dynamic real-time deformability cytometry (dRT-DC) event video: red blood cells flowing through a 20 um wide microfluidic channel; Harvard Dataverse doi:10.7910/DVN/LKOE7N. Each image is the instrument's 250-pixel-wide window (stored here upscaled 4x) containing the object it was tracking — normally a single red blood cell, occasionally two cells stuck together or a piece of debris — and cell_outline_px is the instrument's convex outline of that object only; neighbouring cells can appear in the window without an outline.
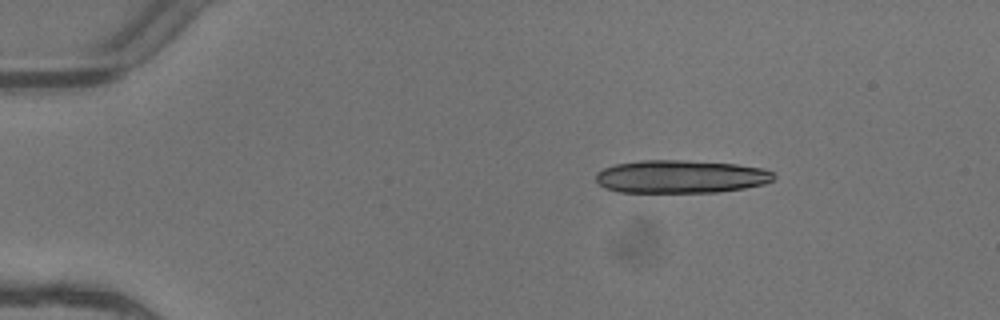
{"species": "common noctule bat (a hibernating species)", "species_latin": "Nyctalus noctula", "temperature_condition": "warm", "stored_images_in_passage": 4, "camera_frame_rate_fps": 3000, "um_per_image_px": 0.085, "animal": {"sex": "female"}, "frame": {"image": 1, "passage_image": 1, "time_ms": 0.0, "image_size_px": [1000, 320], "cell_outline_px": [[776, 176], [772, 180], [764, 184], [744, 188], [720, 192], [616, 192], [604, 188], [596, 180], [596, 172], [604, 168], [616, 164], [640, 160], [680, 160], [736, 164], [764, 168], [772, 172]], "centroid_in_image_um": [57.86, 15.01], "position_along_channel_um": 27.1, "area_um2": 34.33}}
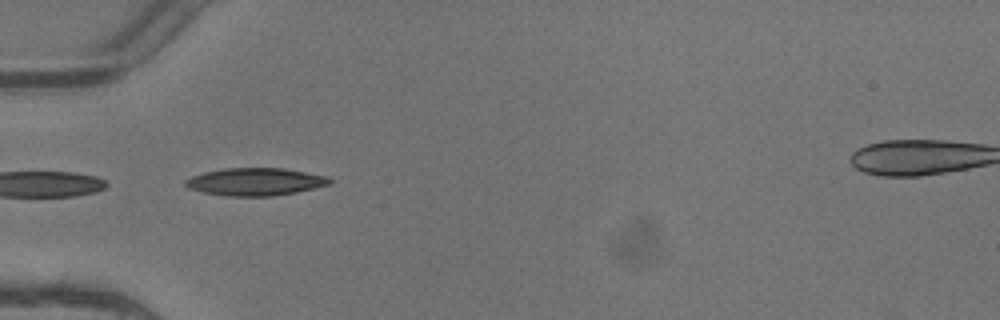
{"frame": {"image": 2, "passage_image": 3, "time_ms": 0.667, "image_size_px": [1000, 320], "cell_outline_px": [[332, 184], [296, 192], [272, 196], [228, 196], [204, 192], [188, 188], [184, 184], [184, 180], [192, 176], [204, 172], [224, 168], [284, 168], [328, 176], [332, 180]], "centroid_in_image_um": [21.72, 15.44], "position_along_channel_um": 63.3, "area_um2": 23.24}}
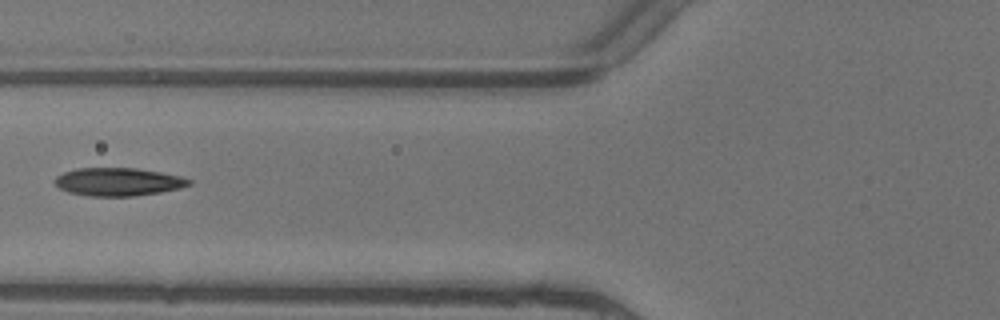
{"frame": {"image": 3, "passage_image": 4, "time_ms": 1.0, "image_size_px": [1000, 320], "cell_outline_px": [[192, 184], [180, 188], [160, 192], [132, 196], [88, 196], [68, 192], [60, 188], [52, 180], [56, 176], [64, 172], [76, 168], [136, 168], [160, 172], [180, 176], [192, 180]], "centroid_in_image_um": [10.03, 15.45], "position_along_channel_um": 115.8, "area_um2": 21.96}}